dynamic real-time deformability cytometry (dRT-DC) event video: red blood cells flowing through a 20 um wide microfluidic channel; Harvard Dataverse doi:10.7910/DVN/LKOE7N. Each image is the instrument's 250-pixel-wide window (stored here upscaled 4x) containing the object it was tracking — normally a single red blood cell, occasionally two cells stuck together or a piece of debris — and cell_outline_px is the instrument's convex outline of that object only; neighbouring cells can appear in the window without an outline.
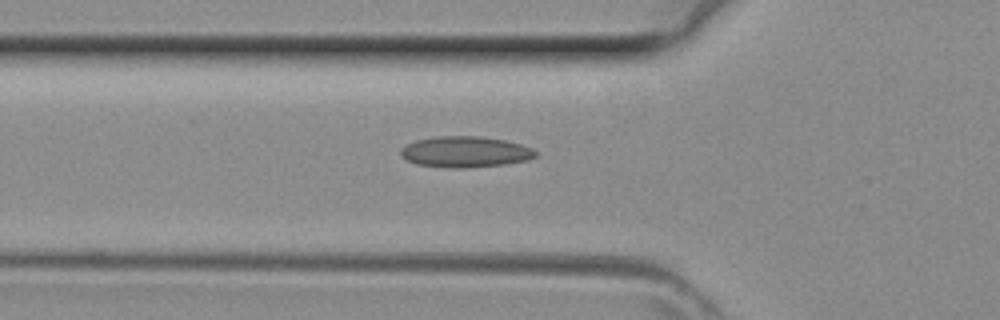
{"species": "common noctule bat (a hibernating species)", "species_latin": "Nyctalus noctula", "temperature_condition": "room temperature", "stored_images_in_passage": 23, "camera_frame_rate_fps": 3000, "um_per_image_px": 0.085, "animal": {"sex": "female", "body_mass_g": 29.2, "forearm_length_mm": 56.3}, "frame": {"image": 1, "passage_image": 3, "time_ms": 0.667, "image_size_px": [1000, 320], "cell_outline_px": [[536, 156], [528, 160], [508, 164], [460, 168], [452, 168], [416, 164], [400, 156], [400, 148], [416, 140], [436, 136], [480, 136], [504, 140], [520, 144], [532, 148], [536, 152]], "centroid_in_image_um": [39.54, 12.91], "position_along_channel_um": 86.3, "area_um2": 24.33}}
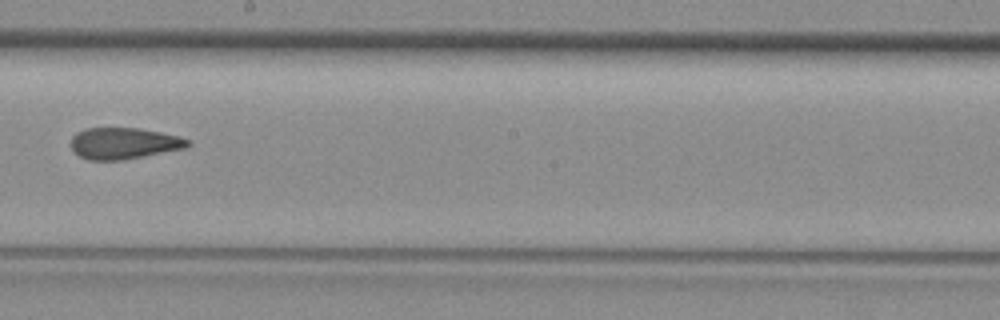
{"frame": {"image": 2, "passage_image": 12, "time_ms": 3.667, "image_size_px": [1000, 320], "cell_outline_px": [[192, 144], [184, 148], [144, 156], [120, 160], [88, 160], [80, 156], [72, 148], [72, 136], [76, 132], [84, 128], [140, 128], [160, 132], [176, 136], [188, 140]], "centroid_in_image_um": [10.5, 12.17], "position_along_channel_um": 237.7, "area_um2": 21.15}}
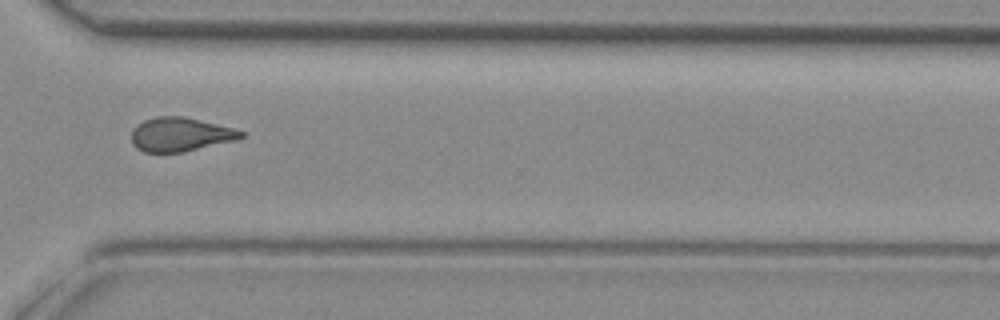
{"frame": {"image": 3, "passage_image": 19, "time_ms": 6.0, "image_size_px": [1000, 320], "cell_outline_px": [[244, 136], [236, 140], [184, 152], [144, 152], [136, 148], [132, 144], [132, 132], [144, 120], [156, 116], [184, 116], [232, 128], [244, 132]], "centroid_in_image_um": [15.33, 11.43], "position_along_channel_um": 355.3, "area_um2": 21.44}}